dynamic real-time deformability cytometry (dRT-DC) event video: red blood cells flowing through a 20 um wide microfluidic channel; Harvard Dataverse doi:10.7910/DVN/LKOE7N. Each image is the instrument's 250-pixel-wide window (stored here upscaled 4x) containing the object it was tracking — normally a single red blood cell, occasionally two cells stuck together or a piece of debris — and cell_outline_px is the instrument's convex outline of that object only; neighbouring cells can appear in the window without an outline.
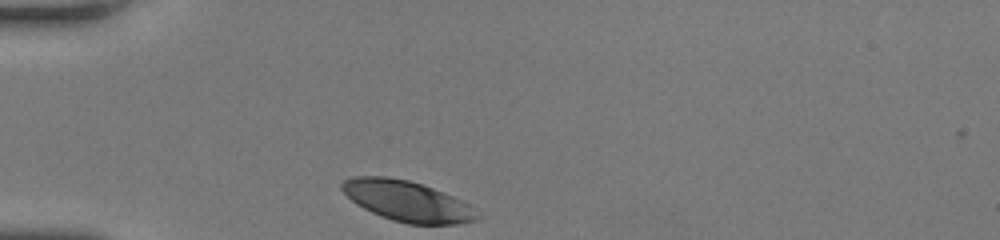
{"species": "human", "species_latin": "Homo sapiens", "temperature_condition": "room temperature", "stored_images_in_passage": 28, "camera_frame_rate_fps": 3000, "um_per_image_px": 0.085, "donor": {"sex": "female"}, "frame": {"image": 1, "passage_image": 1, "time_ms": 0.0, "image_size_px": [1000, 240], "cell_outline_px": [[484, 216], [476, 220], [456, 224], [408, 224], [392, 220], [380, 216], [356, 204], [340, 188], [340, 184], [344, 180], [352, 176], [384, 176], [408, 180], [432, 188], [452, 196], [468, 204]], "centroid_in_image_um": [34.62, 17.1], "position_along_channel_um": 50.4, "area_um2": 31.85}}
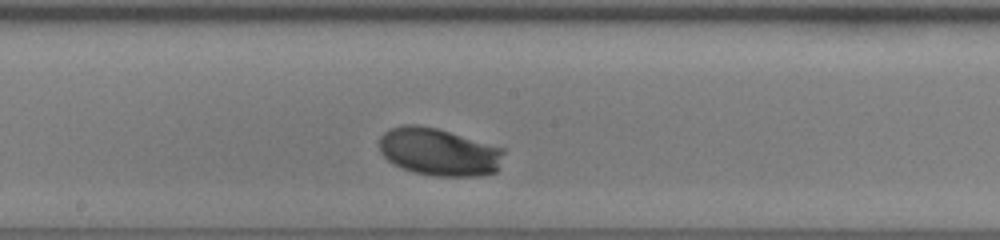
{"frame": {"image": 2, "passage_image": 15, "time_ms": 4.667, "image_size_px": [1000, 240], "cell_outline_px": [[504, 152], [496, 172], [480, 176], [436, 176], [412, 172], [400, 168], [392, 164], [380, 152], [380, 136], [388, 128], [400, 124], [420, 124], [436, 128], [504, 148]], "centroid_in_image_um": [37.26, 12.91], "position_along_channel_um": 210.9, "area_um2": 34.8}}
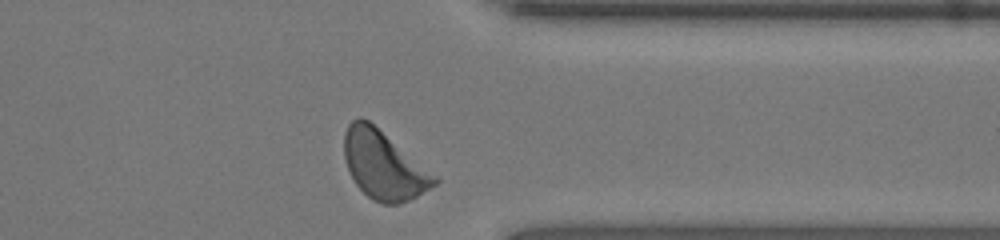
{"frame": {"image": 3, "passage_image": 28, "time_ms": 9.0, "image_size_px": [1000, 240], "cell_outline_px": [[440, 180], [436, 184], [416, 196], [400, 204], [384, 204], [372, 200], [356, 184], [348, 168], [344, 156], [344, 132], [348, 124], [352, 120], [360, 116], [368, 120], [436, 176]], "centroid_in_image_um": [32.57, 14.04], "position_along_channel_um": 378.8, "area_um2": 35.26}, "authors_computed_cell_mechanics": {"area_um2": 33.7841, "velocity_mm_per_s": 3.929, "shape_relaxation_time_tau1_ms": 1.8176, "shape_relaxation_time_tau2_ms": null, "deformation_change_tau1": 0.1272, "deformation_change_tau2": null}}